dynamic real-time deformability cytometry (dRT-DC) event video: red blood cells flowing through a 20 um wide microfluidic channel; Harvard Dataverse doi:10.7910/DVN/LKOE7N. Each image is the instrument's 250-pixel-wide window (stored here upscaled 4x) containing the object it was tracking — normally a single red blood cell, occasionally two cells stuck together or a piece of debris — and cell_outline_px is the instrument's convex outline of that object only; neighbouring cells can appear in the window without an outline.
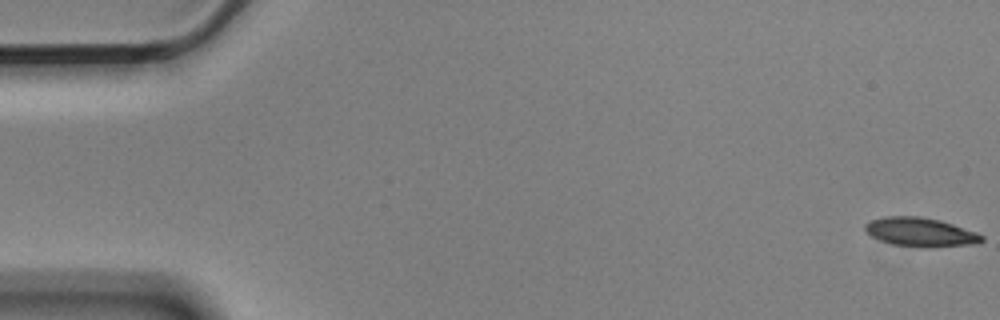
{"species": "Egyptian fruit bat (a non-hibernating species)", "species_latin": "Rousettus aegyptiacus", "temperature_condition": "cold", "stored_images_in_passage": 6, "camera_frame_rate_fps": 3000, "um_per_image_px": 0.085, "animal": {"sex": "male"}, "frame": {"image": 1, "passage_image": 1, "time_ms": 0.0, "image_size_px": [1000, 320], "cell_outline_px": [[984, 240], [980, 244], [920, 248], [892, 244], [880, 240], [872, 236], [864, 228], [864, 224], [868, 220], [884, 216], [920, 216], [940, 220], [976, 232], [984, 236]], "centroid_in_image_um": [78.25, 19.73], "position_along_channel_um": 6.8, "area_um2": 19.94}}
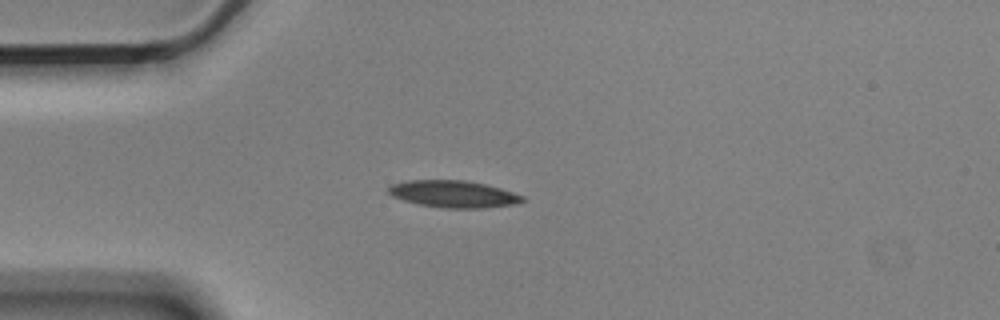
{"frame": {"image": 2, "passage_image": 5, "time_ms": 1.333, "image_size_px": [1000, 320], "cell_outline_px": [[528, 200], [516, 204], [484, 208], [444, 208], [416, 204], [392, 196], [388, 192], [388, 188], [392, 184], [408, 180], [464, 180], [484, 184], [500, 188], [524, 196]], "centroid_in_image_um": [38.56, 16.5], "position_along_channel_um": 46.4, "area_um2": 21.15}}